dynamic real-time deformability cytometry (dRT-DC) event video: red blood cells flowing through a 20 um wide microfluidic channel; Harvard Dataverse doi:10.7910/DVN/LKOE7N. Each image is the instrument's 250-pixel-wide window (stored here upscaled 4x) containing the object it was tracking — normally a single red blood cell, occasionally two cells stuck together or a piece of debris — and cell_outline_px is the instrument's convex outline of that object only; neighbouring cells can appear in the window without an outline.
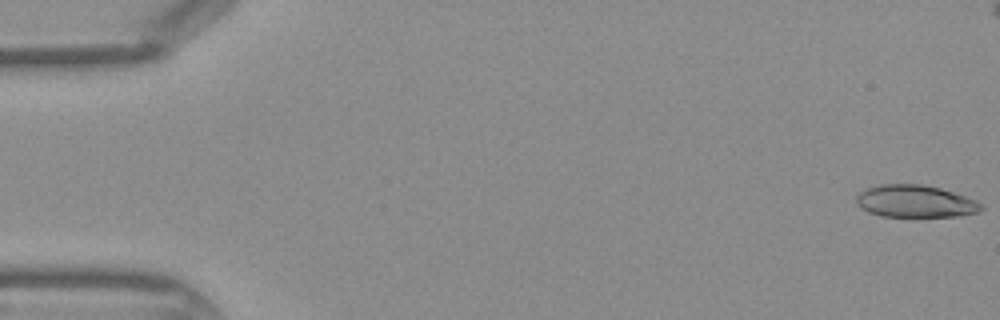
{"species": "Egyptian fruit bat (a non-hibernating species)", "species_latin": "Rousettus aegyptiacus", "temperature_condition": "warm", "stored_images_in_passage": 45, "camera_frame_rate_fps": 3000, "um_per_image_px": 0.085, "frame": {"image": 1, "passage_image": 1, "time_ms": 0.0, "image_size_px": [1000, 320], "cell_outline_px": [[984, 208], [980, 212], [960, 216], [880, 216], [868, 212], [860, 208], [856, 204], [856, 196], [864, 188], [880, 184], [920, 184], [940, 188], [976, 200]], "centroid_in_image_um": [77.76, 17.11], "position_along_channel_um": 7.2, "area_um2": 23.58}}
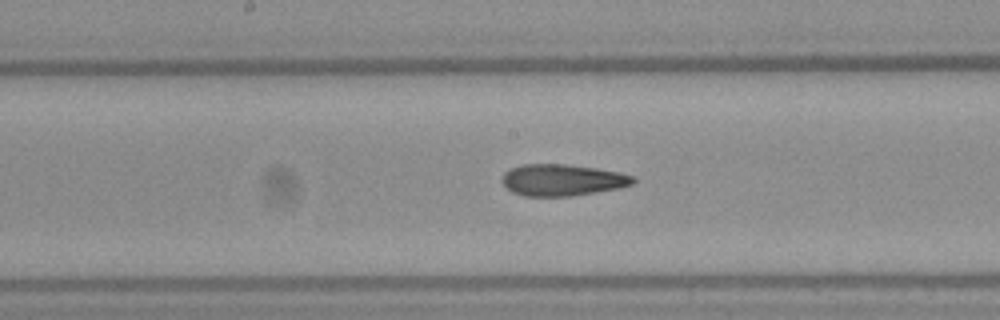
{"frame": {"image": 2, "passage_image": 23, "time_ms": 7.333, "image_size_px": [1000, 320], "cell_outline_px": [[636, 180], [632, 184], [620, 188], [572, 196], [524, 196], [512, 192], [500, 180], [504, 172], [520, 164], [564, 164], [596, 168], [620, 172], [636, 176]], "centroid_in_image_um": [47.81, 15.3], "position_along_channel_um": 200.4, "area_um2": 24.28}}
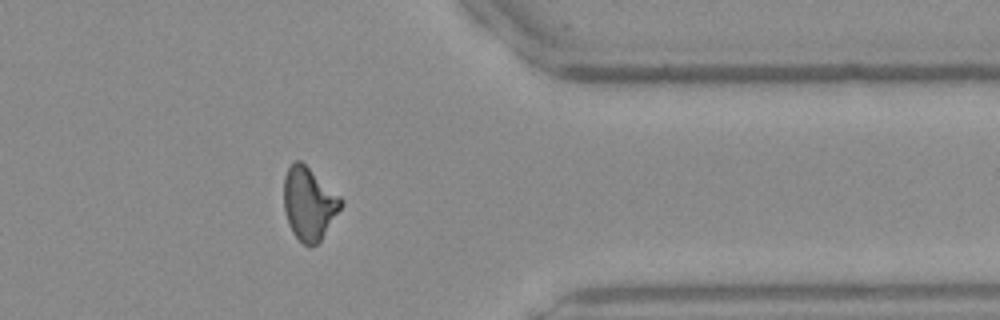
{"frame": {"image": 3, "passage_image": 36, "time_ms": 11.667, "image_size_px": [1000, 320], "cell_outline_px": [[344, 204], [320, 240], [316, 244], [304, 244], [292, 232], [288, 224], [284, 208], [284, 176], [292, 160], [300, 160], [340, 196], [344, 200]], "centroid_in_image_um": [26.26, 17.27], "position_along_channel_um": 385.1, "area_um2": 23.99}}